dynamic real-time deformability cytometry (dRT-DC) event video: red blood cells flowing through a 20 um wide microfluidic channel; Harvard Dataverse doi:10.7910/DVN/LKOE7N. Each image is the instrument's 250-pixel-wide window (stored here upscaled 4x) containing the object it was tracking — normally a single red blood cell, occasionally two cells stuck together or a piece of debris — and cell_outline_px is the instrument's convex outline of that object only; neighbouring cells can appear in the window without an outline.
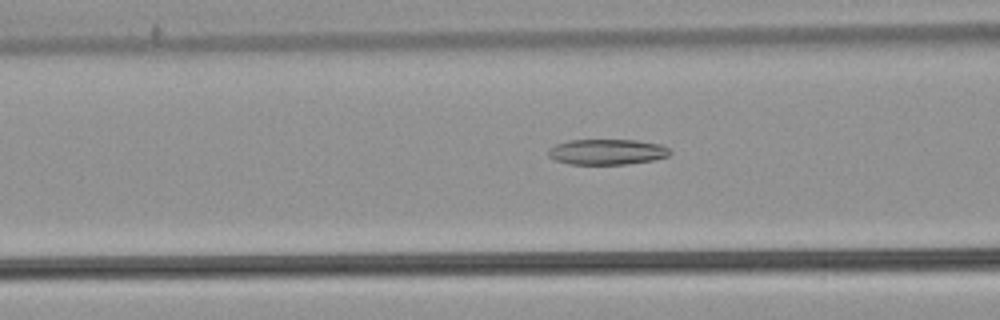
{"species": "common noctule bat (a hibernating species)", "species_latin": "Nyctalus noctula", "temperature_condition": "warm", "stored_images_in_passage": 54, "camera_frame_rate_fps": 3000, "um_per_image_px": 0.085, "animal": {"sex": "male", "body_mass_g": 21.5, "forearm_length_mm": 52.0}, "frame": {"image": 1, "passage_image": 22, "time_ms": 7.0, "image_size_px": [1000, 320], "cell_outline_px": [[672, 152], [668, 156], [652, 160], [628, 164], [568, 164], [556, 160], [548, 156], [548, 148], [556, 144], [568, 140], [636, 140], [660, 144], [668, 148]], "centroid_in_image_um": [51.58, 12.91], "position_along_channel_um": 115.0, "area_um2": 18.15}}
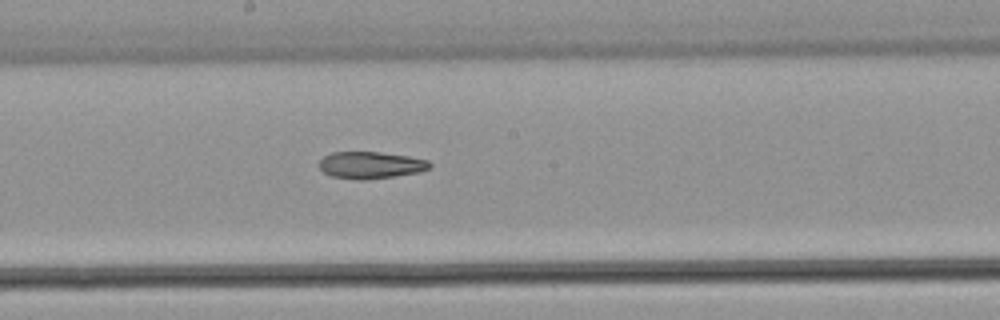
{"frame": {"image": 2, "passage_image": 30, "time_ms": 9.667, "image_size_px": [1000, 320], "cell_outline_px": [[432, 168], [420, 172], [368, 180], [360, 180], [332, 176], [324, 172], [320, 168], [320, 160], [324, 156], [332, 152], [380, 152], [408, 156], [428, 160], [432, 164]], "centroid_in_image_um": [31.55, 14.03], "position_along_channel_um": 216.7, "area_um2": 17.4}}
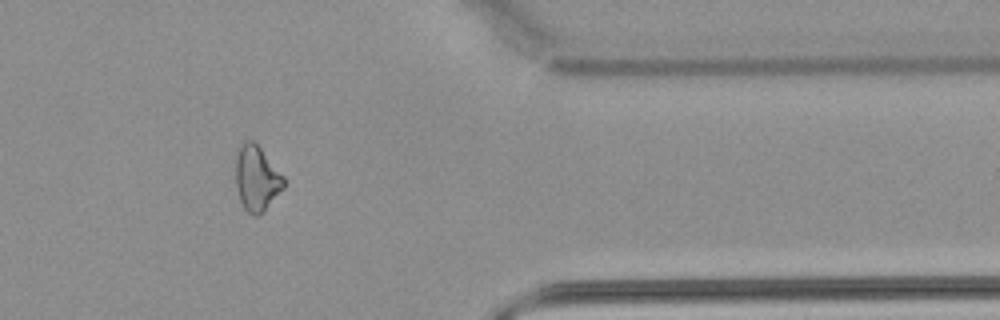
{"frame": {"image": 3, "passage_image": 45, "time_ms": 14.667, "image_size_px": [1000, 320], "cell_outline_px": [[284, 188], [264, 212], [256, 216], [252, 216], [244, 208], [240, 200], [236, 188], [236, 148], [240, 140], [252, 140], [260, 148], [284, 176]], "centroid_in_image_um": [21.79, 15.15], "position_along_channel_um": 389.6, "area_um2": 18.55}}